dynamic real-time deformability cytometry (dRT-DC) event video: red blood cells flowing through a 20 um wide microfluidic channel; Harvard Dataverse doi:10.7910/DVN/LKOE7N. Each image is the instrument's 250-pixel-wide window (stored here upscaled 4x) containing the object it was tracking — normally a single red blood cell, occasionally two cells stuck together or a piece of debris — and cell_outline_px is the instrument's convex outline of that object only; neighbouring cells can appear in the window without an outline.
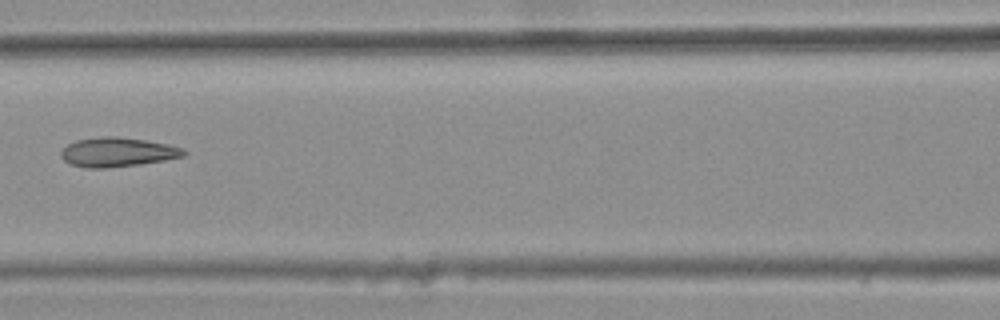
{"species": "common noctule bat (a hibernating species)", "species_latin": "Nyctalus noctula", "temperature_condition": "warm", "stored_images_in_passage": 6, "camera_frame_rate_fps": 3000, "um_per_image_px": 0.085, "animal": {"sex": "female", "body_mass_g": 25.1}, "frame": {"image": 1, "passage_image": 6, "time_ms": 1.667, "image_size_px": [1000, 320], "cell_outline_px": [[188, 152], [184, 156], [164, 160], [140, 164], [108, 168], [84, 168], [72, 164], [64, 160], [60, 156], [60, 152], [68, 144], [76, 140], [104, 136], [116, 136], [144, 140], [168, 144], [184, 148]], "centroid_in_image_um": [9.99, 12.93], "position_along_channel_um": 156.6, "area_um2": 20.98}}